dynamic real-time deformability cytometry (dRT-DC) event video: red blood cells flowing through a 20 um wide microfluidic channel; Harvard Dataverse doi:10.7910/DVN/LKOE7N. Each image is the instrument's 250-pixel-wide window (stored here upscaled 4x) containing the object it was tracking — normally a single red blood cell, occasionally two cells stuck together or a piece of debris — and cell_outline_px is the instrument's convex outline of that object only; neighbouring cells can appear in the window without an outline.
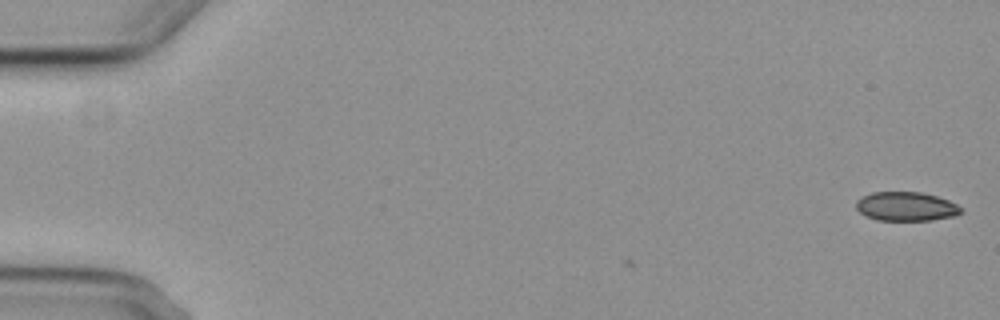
{"species": "common noctule bat (a hibernating species)", "species_latin": "Nyctalus noctula", "temperature_condition": "cold", "stored_images_in_passage": 2, "camera_frame_rate_fps": 3000, "um_per_image_px": 0.085, "animal": {"sex": "female", "body_mass_g": 29.2, "forearm_length_mm": 56.3}, "frame": {"image": 1, "passage_image": 2, "time_ms": 1.333, "image_size_px": [1000, 320], "cell_outline_px": [[964, 212], [956, 216], [932, 220], [876, 220], [864, 216], [856, 208], [856, 200], [872, 192], [920, 192], [936, 196], [948, 200], [964, 208]], "centroid_in_image_um": [77.05, 17.56], "position_along_channel_um": 8.0, "area_um2": 17.92}}